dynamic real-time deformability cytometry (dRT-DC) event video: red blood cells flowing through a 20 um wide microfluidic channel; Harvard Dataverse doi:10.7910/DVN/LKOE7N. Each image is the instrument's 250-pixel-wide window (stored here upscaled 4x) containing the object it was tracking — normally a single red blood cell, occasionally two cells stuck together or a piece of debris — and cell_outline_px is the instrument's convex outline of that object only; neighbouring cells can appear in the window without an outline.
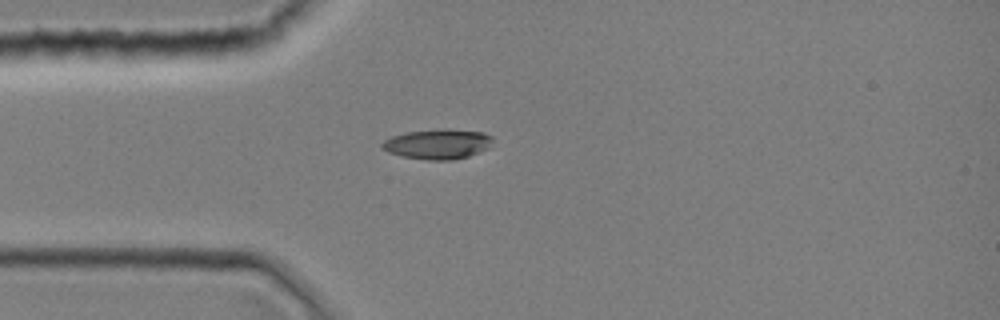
{"species": "common noctule bat (a hibernating species)", "species_latin": "Nyctalus noctula", "temperature_condition": "room temperature", "stored_images_in_passage": 1, "camera_frame_rate_fps": 3000, "um_per_image_px": 0.085, "animal": {"sex": "female", "body_mass_g": 19.0, "forearm_length_mm": 51.5}, "frame": {"image": 1, "passage_image": 1, "time_ms": 0.0, "image_size_px": [1000, 320], "cell_outline_px": [[492, 140], [488, 148], [468, 156], [452, 160], [428, 160], [404, 156], [388, 152], [380, 148], [380, 144], [384, 140], [392, 136], [408, 132], [448, 128], [484, 132], [492, 136]], "centroid_in_image_um": [37.2, 12.23], "position_along_channel_um": 47.8, "area_um2": 19.31}}